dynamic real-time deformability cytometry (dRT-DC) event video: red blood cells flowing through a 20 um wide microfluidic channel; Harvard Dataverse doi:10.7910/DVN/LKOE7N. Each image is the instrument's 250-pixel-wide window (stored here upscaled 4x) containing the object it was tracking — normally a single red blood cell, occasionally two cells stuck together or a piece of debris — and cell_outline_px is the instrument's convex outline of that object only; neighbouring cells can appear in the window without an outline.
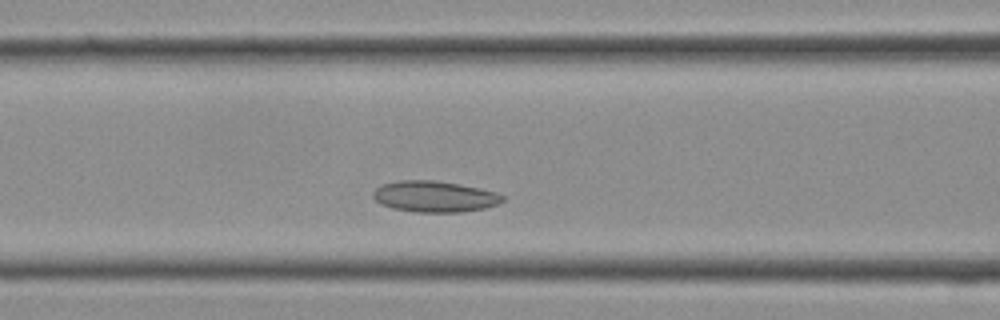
{"species": "Egyptian fruit bat (a non-hibernating species)", "species_latin": "Rousettus aegyptiacus", "temperature_condition": "cold", "stored_images_in_passage": 15, "camera_frame_rate_fps": 3000, "um_per_image_px": 0.085, "frame": {"image": 1, "passage_image": 7, "time_ms": 2.0, "image_size_px": [1000, 320], "cell_outline_px": [[504, 200], [496, 204], [484, 208], [460, 212], [416, 212], [392, 208], [380, 204], [372, 196], [372, 192], [380, 184], [400, 180], [436, 180], [496, 192], [504, 196]], "centroid_in_image_um": [36.87, 16.7], "position_along_channel_um": 129.7, "area_um2": 23.35}}
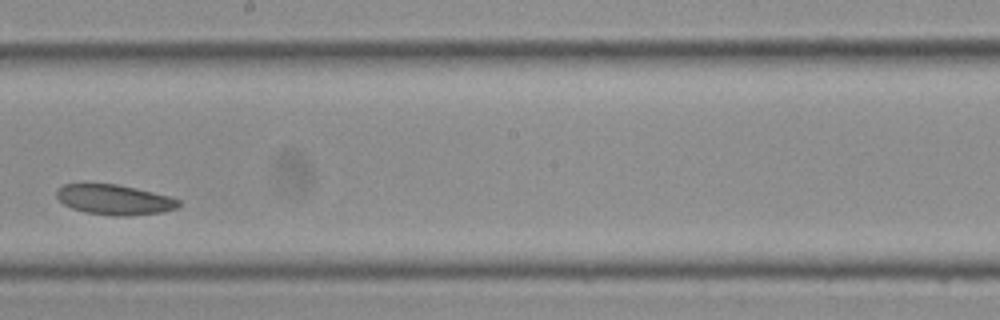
{"frame": {"image": 2, "passage_image": 12, "time_ms": 3.667, "image_size_px": [1000, 320], "cell_outline_px": [[180, 204], [176, 208], [164, 212], [128, 216], [112, 216], [88, 212], [72, 208], [64, 204], [56, 196], [56, 192], [64, 184], [84, 180], [116, 184], [136, 188], [168, 196], [180, 200]], "centroid_in_image_um": [9.67, 16.93], "position_along_channel_um": 238.5, "area_um2": 21.96}}
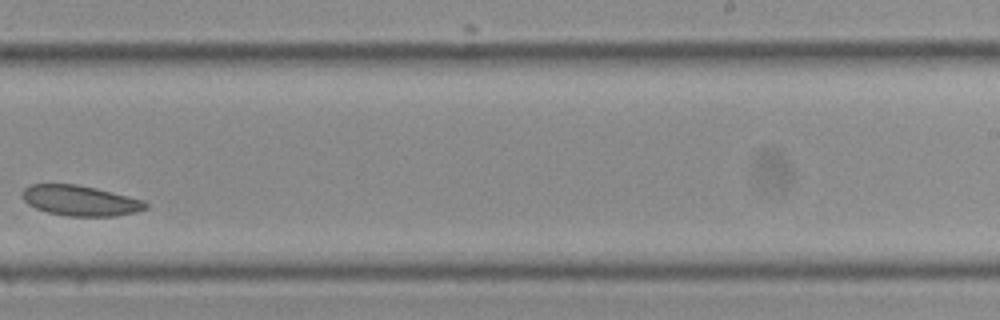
{"frame": {"image": 3, "passage_image": 14, "time_ms": 4.333, "image_size_px": [1000, 320], "cell_outline_px": [[148, 208], [136, 212], [112, 216], [68, 216], [48, 212], [36, 208], [28, 204], [20, 196], [20, 192], [28, 184], [76, 184], [96, 188], [144, 200], [148, 204]], "centroid_in_image_um": [6.79, 17.04], "position_along_channel_um": 282.2, "area_um2": 21.91}}